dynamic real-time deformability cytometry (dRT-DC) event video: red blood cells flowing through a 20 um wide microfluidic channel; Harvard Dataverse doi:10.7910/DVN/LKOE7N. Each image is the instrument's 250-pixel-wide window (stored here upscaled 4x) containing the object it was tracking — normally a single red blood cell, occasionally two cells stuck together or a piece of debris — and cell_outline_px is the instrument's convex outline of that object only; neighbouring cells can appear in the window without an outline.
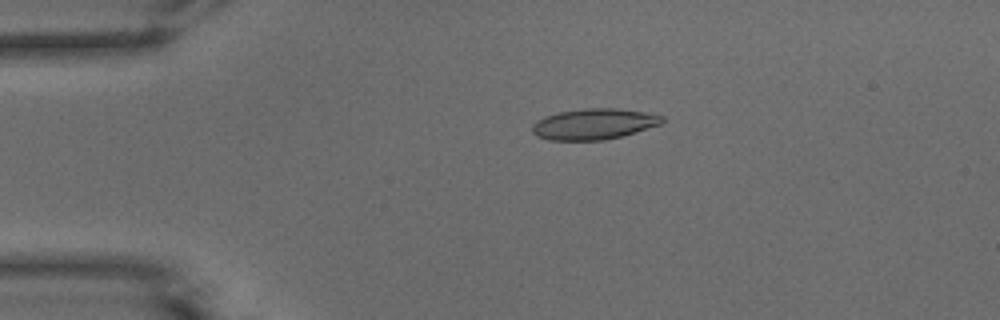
{"species": "common noctule bat (a hibernating species)", "species_latin": "Nyctalus noctula", "temperature_condition": "warm", "stored_images_in_passage": 52, "camera_frame_rate_fps": 3000, "um_per_image_px": 0.085, "animal": {"sex": "male", "body_mass_g": 15.6}, "frame": {"image": 1, "passage_image": 11, "time_ms": 3.333, "image_size_px": [1000, 320], "cell_outline_px": [[664, 120], [660, 124], [636, 132], [604, 140], [548, 140], [536, 136], [532, 132], [532, 124], [536, 120], [544, 116], [560, 112], [584, 108], [616, 108], [644, 112], [664, 116]], "centroid_in_image_um": [50.44, 10.54], "position_along_channel_um": 34.6, "area_um2": 23.35}}
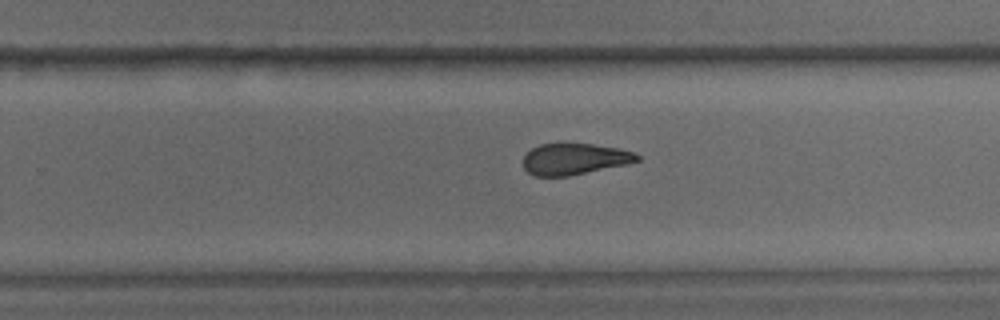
{"frame": {"image": 2, "passage_image": 33, "time_ms": 10.667, "image_size_px": [1000, 320], "cell_outline_px": [[640, 160], [628, 164], [568, 176], [536, 176], [528, 172], [524, 168], [524, 156], [532, 148], [540, 144], [592, 144], [620, 148], [636, 152], [640, 156]], "centroid_in_image_um": [48.88, 13.51], "position_along_channel_um": 280.9, "area_um2": 20.75}}
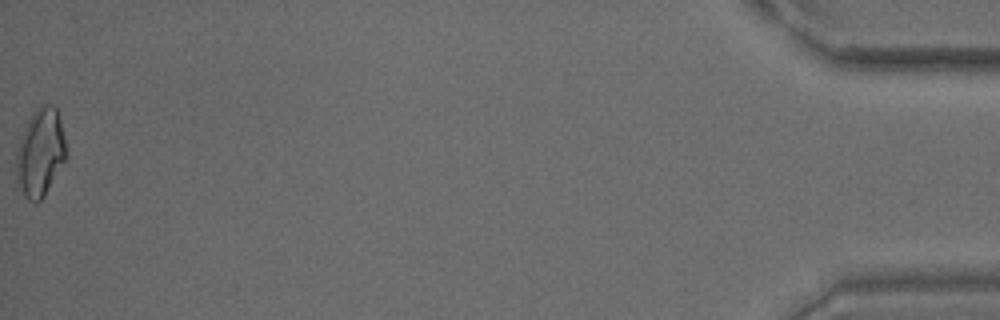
{"frame": {"image": 3, "passage_image": 52, "time_ms": 17.0, "image_size_px": [1000, 320], "cell_outline_px": [[68, 156], [44, 196], [36, 204], [28, 200], [24, 196], [16, 172], [16, 152], [20, 136], [32, 112], [40, 104], [52, 104], [56, 108], [60, 120], [68, 152]], "centroid_in_image_um": [3.44, 12.94], "position_along_channel_um": 431.8, "area_um2": 25.72}, "authors_computed_cell_mechanics": {"area_um2": 22.6576, "velocity_mm_per_s": 3.9102, "shape_relaxation_time_tau1_ms": null, "shape_relaxation_time_tau2_ms": 2.4173, "deformation_change_tau1": null, "deformation_change_tau2": 0.0969}}